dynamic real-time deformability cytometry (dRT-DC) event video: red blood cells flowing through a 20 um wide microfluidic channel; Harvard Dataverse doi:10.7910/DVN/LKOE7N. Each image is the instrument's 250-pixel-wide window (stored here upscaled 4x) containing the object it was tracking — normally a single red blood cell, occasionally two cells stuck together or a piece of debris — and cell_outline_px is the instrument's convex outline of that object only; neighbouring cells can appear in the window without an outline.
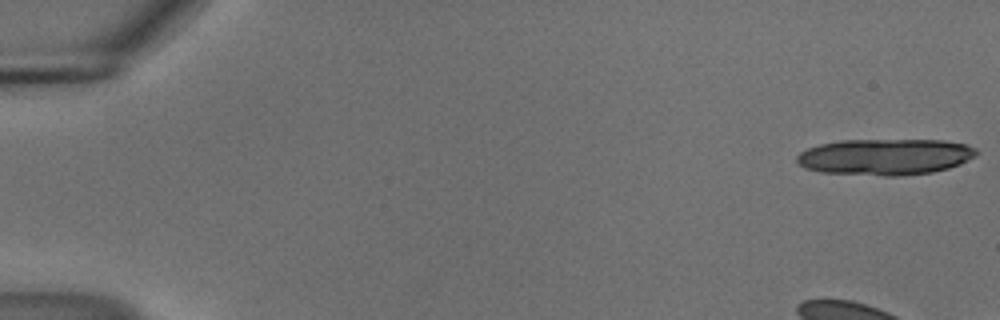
{"species": "common noctule bat (a hibernating species)", "species_latin": "Nyctalus noctula", "temperature_condition": "cold", "stored_images_in_passage": 16, "camera_frame_rate_fps": 3000, "um_per_image_px": 0.085, "animal": {"sex": "male", "body_mass_g": 18.8}, "frame": {"image": 1, "passage_image": 1, "time_ms": 0.0, "image_size_px": [1000, 320], "cell_outline_px": [[980, 152], [976, 156], [960, 164], [948, 168], [932, 172], [904, 176], [884, 176], [820, 172], [804, 168], [796, 164], [796, 156], [800, 152], [808, 148], [820, 144], [840, 140], [944, 140], [964, 144], [976, 148]], "centroid_in_image_um": [75.23, 13.33], "position_along_channel_um": 9.8, "area_um2": 38.32}}